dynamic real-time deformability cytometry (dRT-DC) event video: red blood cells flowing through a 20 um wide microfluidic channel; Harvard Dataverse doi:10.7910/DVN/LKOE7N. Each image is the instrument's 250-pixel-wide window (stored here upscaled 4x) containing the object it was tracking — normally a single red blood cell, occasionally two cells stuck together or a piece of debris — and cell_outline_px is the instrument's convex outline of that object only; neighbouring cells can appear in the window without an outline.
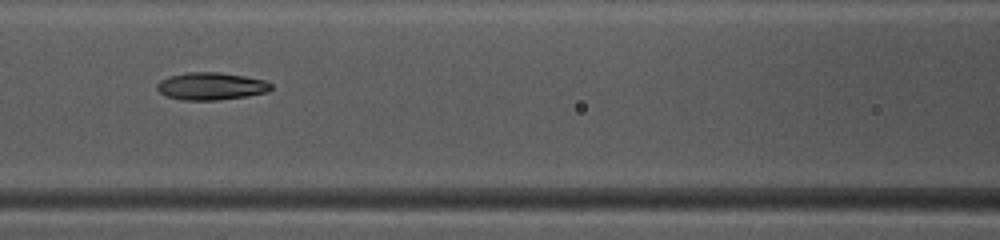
{"species": "common noctule bat (a hibernating species)", "species_latin": "Nyctalus noctula", "temperature_condition": "warm", "stored_images_in_passage": 29, "camera_frame_rate_fps": 3000, "um_per_image_px": 0.085, "animal": {"sex": "female", "body_mass_g": 10.0, "forearm_length_mm": 53.1}, "frame": {"image": 1, "passage_image": 8, "time_ms": 2.333, "image_size_px": [1000, 240], "cell_outline_px": [[272, 88], [268, 92], [248, 96], [216, 100], [184, 100], [168, 96], [160, 92], [156, 88], [156, 84], [160, 80], [168, 76], [188, 72], [220, 72], [244, 76], [264, 80], [272, 84]], "centroid_in_image_um": [17.95, 7.32], "position_along_channel_um": 148.7, "area_um2": 18.26}}
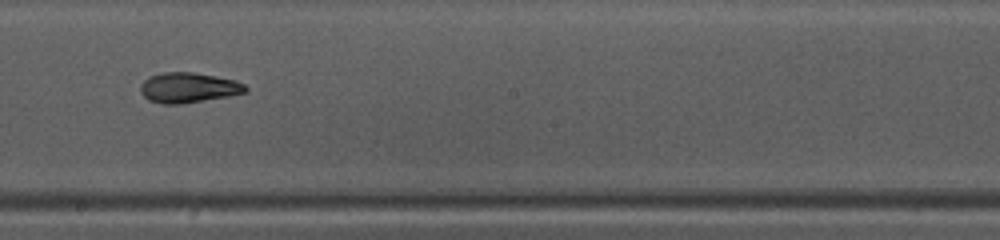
{"frame": {"image": 2, "passage_image": 14, "time_ms": 4.333, "image_size_px": [1000, 240], "cell_outline_px": [[248, 88], [244, 92], [228, 96], [180, 104], [160, 104], [148, 100], [140, 92], [140, 84], [148, 76], [160, 72], [192, 72], [216, 76], [236, 80], [244, 84]], "centroid_in_image_um": [15.96, 7.44], "position_along_channel_um": 232.2, "area_um2": 18.55}}
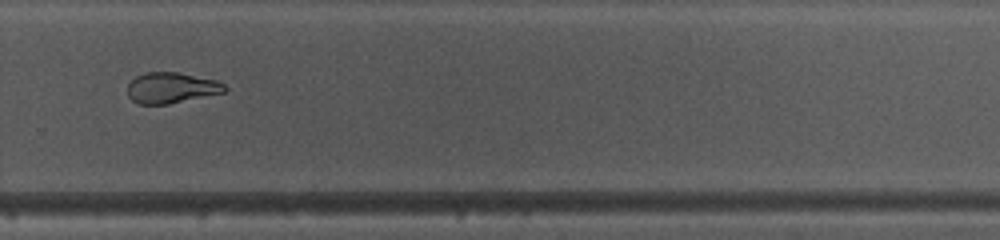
{"frame": {"image": 3, "passage_image": 20, "time_ms": 6.333, "image_size_px": [1000, 240], "cell_outline_px": [[228, 88], [224, 92], [168, 104], [140, 104], [132, 100], [128, 96], [128, 84], [136, 76], [144, 72], [176, 72], [216, 80], [224, 84]], "centroid_in_image_um": [14.55, 7.46], "position_along_channel_um": 315.3, "area_um2": 17.28}, "authors_computed_cell_mechanics": {"area_um2": 18.2648, "velocity_mm_per_s": 4.1806, "shape_relaxation_time_tau1_ms": 4.5104, "shape_relaxation_time_tau2_ms": 2.1515, "deformation_change_tau1": 0.1938, "deformation_change_tau2": 0.0684}}